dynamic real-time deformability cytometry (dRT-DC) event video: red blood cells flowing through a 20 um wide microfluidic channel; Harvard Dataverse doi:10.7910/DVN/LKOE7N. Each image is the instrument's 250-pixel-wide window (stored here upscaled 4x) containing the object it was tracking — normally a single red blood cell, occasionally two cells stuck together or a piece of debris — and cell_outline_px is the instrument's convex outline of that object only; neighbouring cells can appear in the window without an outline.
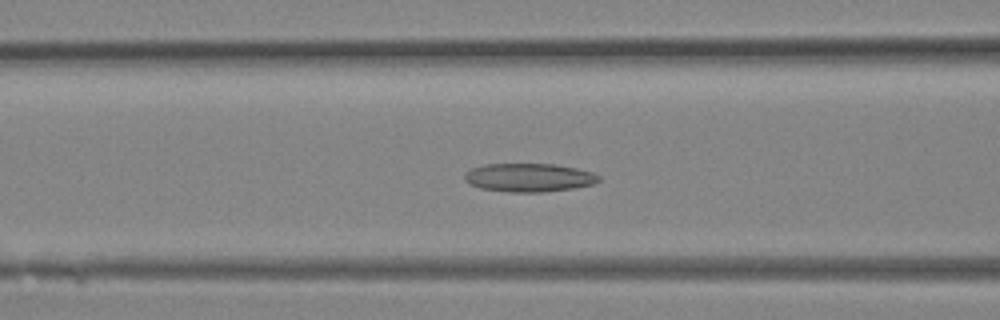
{"species": "Egyptian fruit bat (a non-hibernating species)", "species_latin": "Rousettus aegyptiacus", "temperature_condition": "room temperature", "stored_images_in_passage": 29, "camera_frame_rate_fps": 3000, "um_per_image_px": 0.085, "animal": {"sex": "female"}, "frame": {"image": 1, "passage_image": 13, "time_ms": 4.0, "image_size_px": [1000, 320], "cell_outline_px": [[600, 180], [596, 184], [572, 188], [544, 192], [508, 192], [480, 188], [468, 184], [464, 180], [464, 172], [472, 168], [484, 164], [556, 164], [576, 168], [592, 172], [600, 176]], "centroid_in_image_um": [44.95, 15.09], "position_along_channel_um": 121.7, "area_um2": 22.48}}
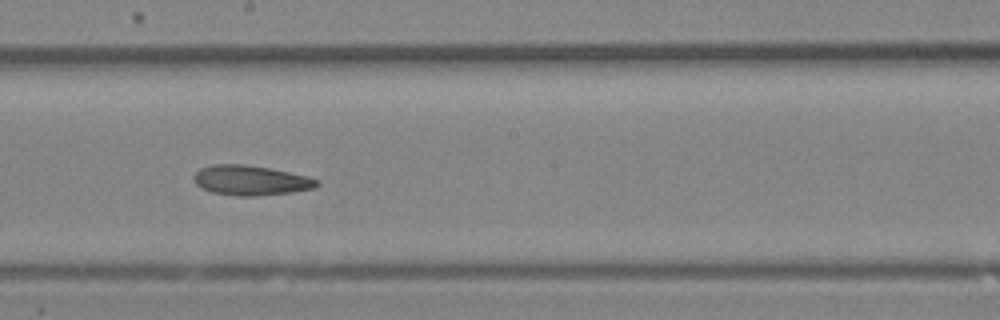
{"frame": {"image": 2, "passage_image": 18, "time_ms": 5.667, "image_size_px": [1000, 320], "cell_outline_px": [[320, 184], [316, 188], [292, 192], [256, 196], [236, 196], [212, 192], [200, 188], [196, 184], [192, 176], [200, 168], [212, 164], [244, 164], [268, 168], [308, 176], [320, 180]], "centroid_in_image_um": [21.31, 15.33], "position_along_channel_um": 226.9, "area_um2": 21.62}}
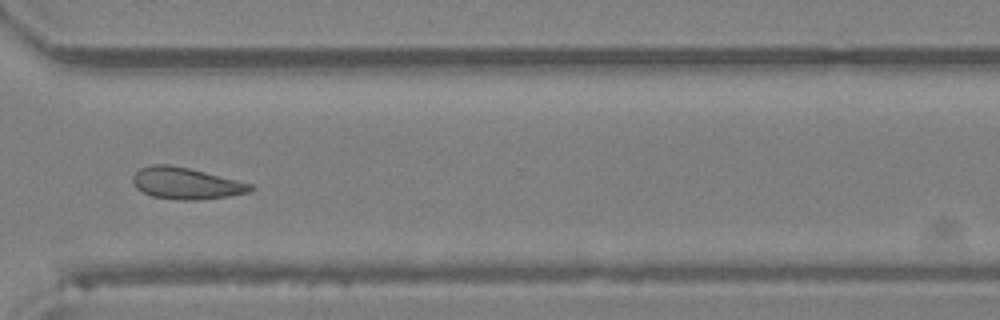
{"frame": {"image": 3, "passage_image": 24, "time_ms": 7.667, "image_size_px": [1000, 320], "cell_outline_px": [[256, 188], [248, 192], [228, 196], [200, 200], [176, 200], [152, 196], [136, 188], [132, 180], [132, 176], [140, 168], [152, 164], [168, 164], [188, 168], [240, 180], [252, 184]], "centroid_in_image_um": [15.82, 15.58], "position_along_channel_um": 354.8, "area_um2": 21.79}}